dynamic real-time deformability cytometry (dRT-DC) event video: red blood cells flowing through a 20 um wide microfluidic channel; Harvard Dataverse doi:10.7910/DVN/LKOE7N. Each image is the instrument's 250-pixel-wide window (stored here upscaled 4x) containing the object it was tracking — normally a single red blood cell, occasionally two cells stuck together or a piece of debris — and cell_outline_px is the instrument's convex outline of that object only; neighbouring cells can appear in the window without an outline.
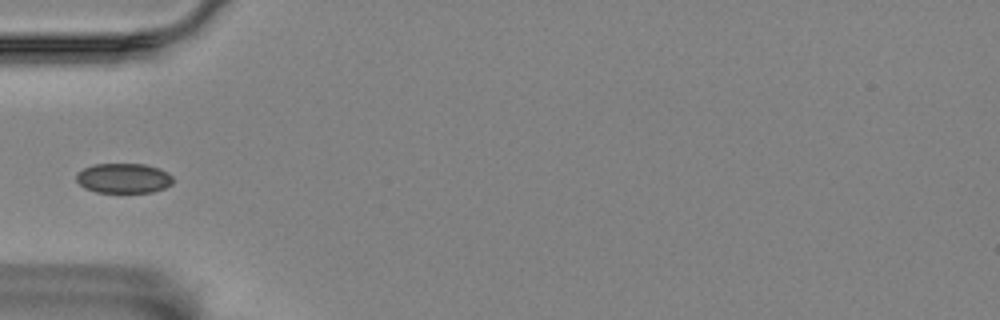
{"species": "Egyptian fruit bat (a non-hibernating species)", "species_latin": "Rousettus aegyptiacus", "temperature_condition": "room temperature", "stored_images_in_passage": 39, "camera_frame_rate_fps": 3000, "um_per_image_px": 0.085, "animal": {"sex": "female"}, "frame": {"image": 1, "passage_image": 1, "time_ms": 0.0, "image_size_px": [1000, 320], "cell_outline_px": [[172, 184], [164, 188], [152, 192], [96, 192], [84, 188], [76, 180], [76, 172], [92, 164], [144, 164], [160, 168], [168, 172], [172, 176]], "centroid_in_image_um": [10.49, 15.14], "position_along_channel_um": 74.5, "area_um2": 16.94}}
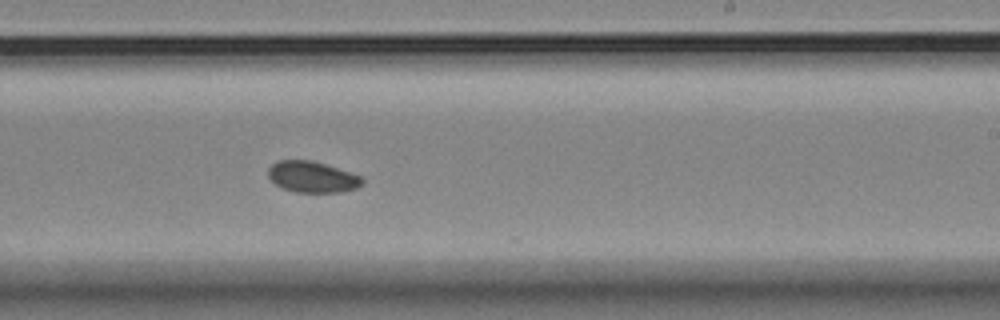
{"frame": {"image": 2, "passage_image": 17, "time_ms": 5.333, "image_size_px": [1000, 320], "cell_outline_px": [[364, 184], [356, 188], [340, 192], [296, 192], [284, 188], [276, 184], [268, 176], [268, 168], [276, 160], [312, 160], [360, 176], [364, 180]], "centroid_in_image_um": [26.53, 15.03], "position_along_channel_um": 262.5, "area_um2": 16.88}}
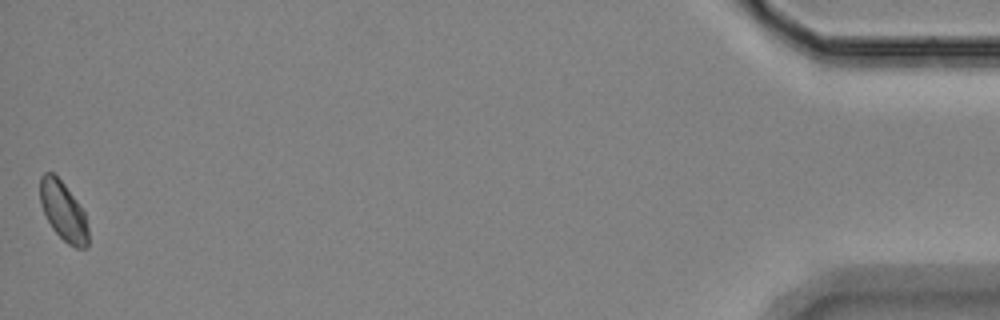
{"frame": {"image": 3, "passage_image": 39, "time_ms": 12.667, "image_size_px": [1000, 320], "cell_outline_px": [[88, 248], [76, 248], [68, 244], [52, 228], [40, 204], [40, 176], [44, 172], [52, 172], [64, 184], [76, 200], [84, 212], [88, 228]], "centroid_in_image_um": [5.38, 17.96], "position_along_channel_um": 429.8, "area_um2": 16.42}}